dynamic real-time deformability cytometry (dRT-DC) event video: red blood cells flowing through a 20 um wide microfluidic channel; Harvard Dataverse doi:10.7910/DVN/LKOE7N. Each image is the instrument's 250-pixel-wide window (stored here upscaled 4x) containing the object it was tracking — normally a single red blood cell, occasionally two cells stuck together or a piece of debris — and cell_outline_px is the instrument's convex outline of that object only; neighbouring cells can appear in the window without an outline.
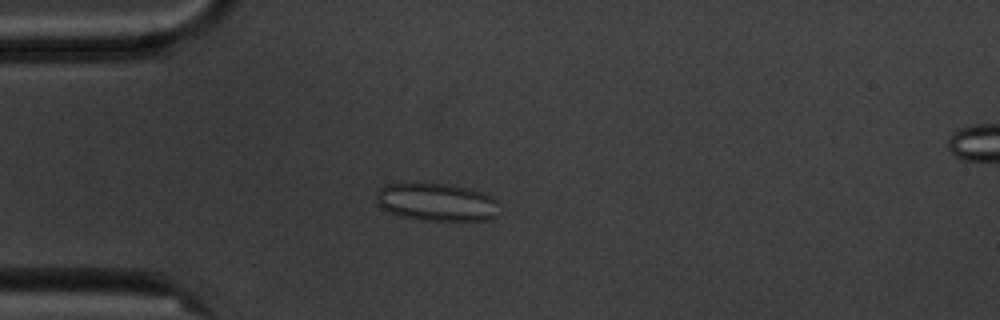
{"species": "common noctule bat (a hibernating species)", "species_latin": "Nyctalus noctula", "temperature_condition": "cold", "stored_images_in_passage": 6, "camera_frame_rate_fps": 3000, "um_per_image_px": 0.085, "animal": {"sex": "male", "body_mass_g": 20.1, "forearm_length_mm": 53.5}, "frame": {"image": 1, "passage_image": 5, "time_ms": 4.667, "image_size_px": [1000, 320], "cell_outline_px": [[496, 216], [488, 220], [424, 220], [404, 216], [388, 212], [380, 208], [376, 204], [376, 192], [384, 184], [448, 184], [484, 192], [492, 196], [496, 200]], "centroid_in_image_um": [37.08, 17.18], "position_along_channel_um": 47.9, "area_um2": 26.88}}